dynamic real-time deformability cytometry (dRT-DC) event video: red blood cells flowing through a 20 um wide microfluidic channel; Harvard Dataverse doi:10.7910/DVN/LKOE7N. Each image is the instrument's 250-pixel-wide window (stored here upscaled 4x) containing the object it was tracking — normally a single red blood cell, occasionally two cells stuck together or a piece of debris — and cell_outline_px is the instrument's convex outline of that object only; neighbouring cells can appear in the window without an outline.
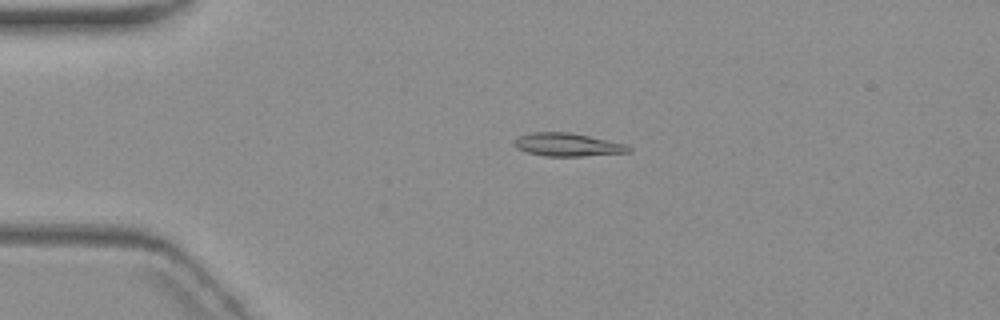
{"species": "common noctule bat (a hibernating species)", "species_latin": "Nyctalus noctula", "temperature_condition": "warm", "stored_images_in_passage": 5, "camera_frame_rate_fps": 3000, "um_per_image_px": 0.085, "animal": {"sex": "female", "body_mass_g": 19.3, "forearm_length_mm": 54.1}, "frame": {"image": 1, "passage_image": 4, "time_ms": 3.333, "image_size_px": [1000, 320], "cell_outline_px": [[632, 152], [584, 156], [544, 156], [528, 152], [516, 148], [512, 144], [520, 136], [532, 132], [568, 132], [588, 136], [624, 144], [632, 148]], "centroid_in_image_um": [48.24, 12.31], "position_along_channel_um": 36.8, "area_um2": 15.26}}